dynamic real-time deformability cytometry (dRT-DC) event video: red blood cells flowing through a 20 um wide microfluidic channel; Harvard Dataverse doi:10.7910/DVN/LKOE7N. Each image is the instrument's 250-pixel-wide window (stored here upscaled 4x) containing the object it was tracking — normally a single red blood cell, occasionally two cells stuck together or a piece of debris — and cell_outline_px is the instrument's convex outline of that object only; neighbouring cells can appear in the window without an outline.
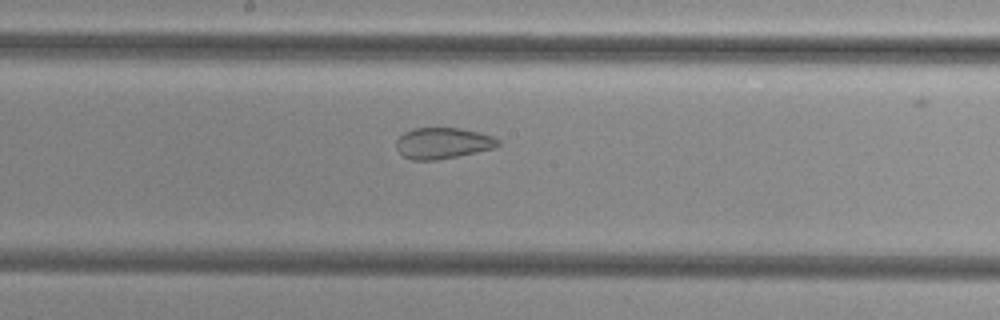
{"species": "common noctule bat (a hibernating species)", "species_latin": "Nyctalus noctula", "temperature_condition": "cold", "stored_images_in_passage": 42, "camera_frame_rate_fps": 3000, "um_per_image_px": 0.085, "animal": {"sex": "female", "body_mass_g": 29.2, "forearm_length_mm": 56.3}, "frame": {"image": 1, "passage_image": 23, "time_ms": 7.333, "image_size_px": [1000, 320], "cell_outline_px": [[500, 144], [496, 148], [436, 160], [412, 160], [404, 156], [396, 148], [396, 140], [404, 132], [412, 128], [460, 128], [480, 132], [492, 136], [500, 140]], "centroid_in_image_um": [37.65, 12.16], "position_along_channel_um": 210.6, "area_um2": 18.5}}
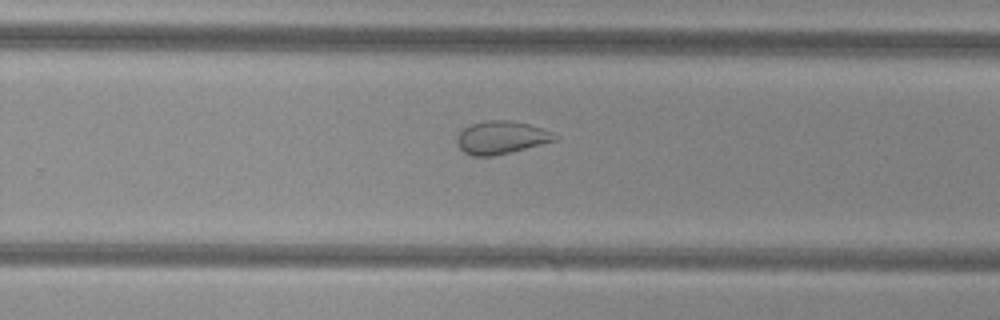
{"frame": {"image": 2, "passage_image": 29, "time_ms": 9.333, "image_size_px": [1000, 320], "cell_outline_px": [[560, 136], [556, 140], [492, 156], [472, 156], [464, 152], [460, 148], [456, 140], [456, 136], [464, 128], [472, 124], [484, 120], [512, 120], [528, 124], [552, 132]], "centroid_in_image_um": [42.58, 11.67], "position_along_channel_um": 287.2, "area_um2": 18.55}}
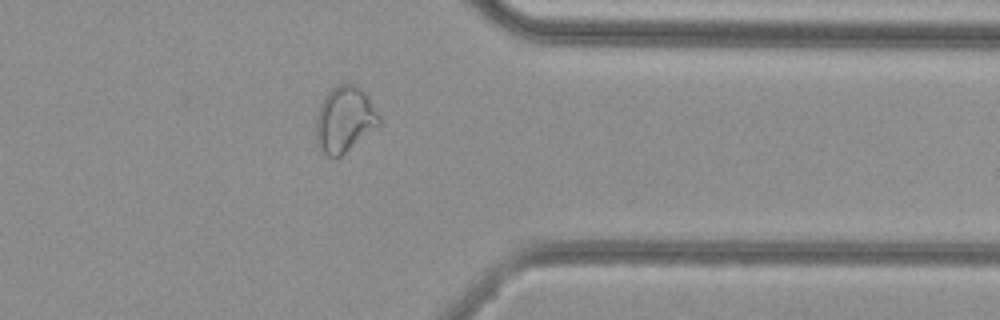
{"frame": {"image": 3, "passage_image": 37, "time_ms": 12.0, "image_size_px": [1000, 320], "cell_outline_px": [[380, 124], [336, 160], [328, 156], [316, 144], [316, 116], [320, 104], [324, 96], [332, 88], [340, 84], [356, 84], [368, 96], [380, 116]], "centroid_in_image_um": [29.27, 10.16], "position_along_channel_um": 382.1, "area_um2": 24.22}, "authors_computed_cell_mechanics": {"area_um2": 23.6691, "velocity_mm_per_s": 3.8396, "shape_relaxation_time_tau1_ms": null, "shape_relaxation_time_tau2_ms": 1.5232, "deformation_change_tau1": null, "deformation_change_tau2": 0.0692}}